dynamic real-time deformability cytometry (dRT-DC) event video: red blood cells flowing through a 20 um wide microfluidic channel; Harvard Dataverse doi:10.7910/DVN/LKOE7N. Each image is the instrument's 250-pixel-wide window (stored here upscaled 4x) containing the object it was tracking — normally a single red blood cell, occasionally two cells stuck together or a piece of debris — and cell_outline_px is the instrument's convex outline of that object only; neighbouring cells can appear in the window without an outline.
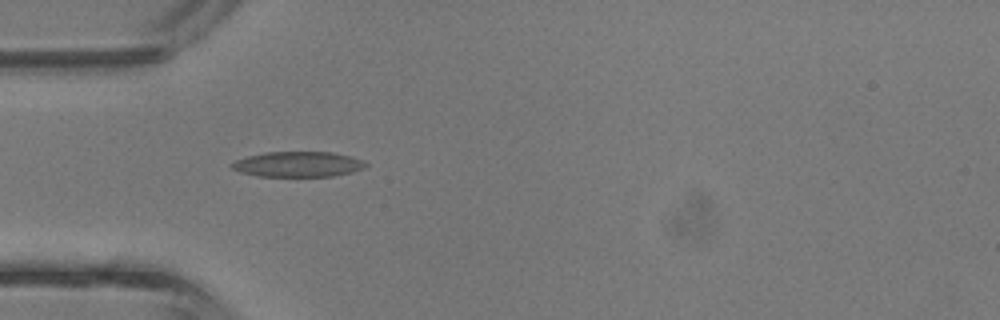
{"species": "common noctule bat (a hibernating species)", "species_latin": "Nyctalus noctula", "temperature_condition": "room temperature", "stored_images_in_passage": 2, "camera_frame_rate_fps": 3000, "um_per_image_px": 0.085, "animal": {"sex": "male", "body_mass_g": 13.3}, "frame": {"image": 1, "passage_image": 1, "time_ms": 0.0, "image_size_px": [1000, 320], "cell_outline_px": [[368, 164], [364, 168], [352, 172], [332, 176], [256, 176], [240, 172], [232, 168], [228, 164], [236, 160], [248, 156], [264, 152], [332, 152], [348, 156], [360, 160]], "centroid_in_image_um": [25.28, 13.96], "position_along_channel_um": 59.7, "area_um2": 19.65}}
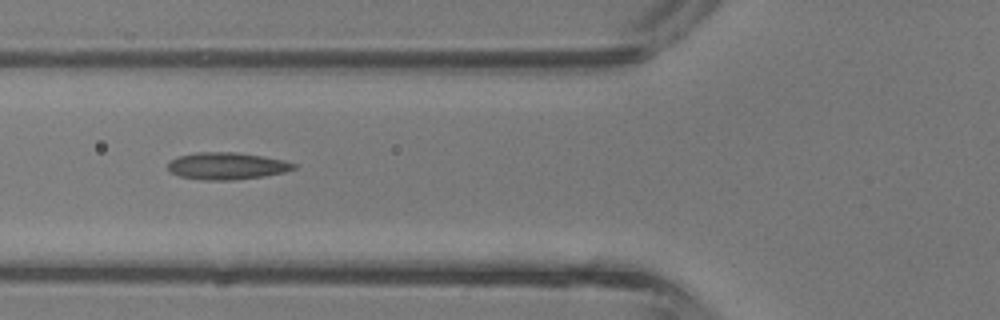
{"frame": {"image": 2, "passage_image": 2, "time_ms": 0.333, "image_size_px": [1000, 320], "cell_outline_px": [[296, 168], [284, 172], [264, 176], [232, 180], [204, 180], [180, 176], [172, 172], [168, 168], [168, 164], [172, 160], [180, 156], [196, 152], [236, 152], [284, 160], [296, 164]], "centroid_in_image_um": [19.3, 14.11], "position_along_channel_um": 106.5, "area_um2": 19.59}}